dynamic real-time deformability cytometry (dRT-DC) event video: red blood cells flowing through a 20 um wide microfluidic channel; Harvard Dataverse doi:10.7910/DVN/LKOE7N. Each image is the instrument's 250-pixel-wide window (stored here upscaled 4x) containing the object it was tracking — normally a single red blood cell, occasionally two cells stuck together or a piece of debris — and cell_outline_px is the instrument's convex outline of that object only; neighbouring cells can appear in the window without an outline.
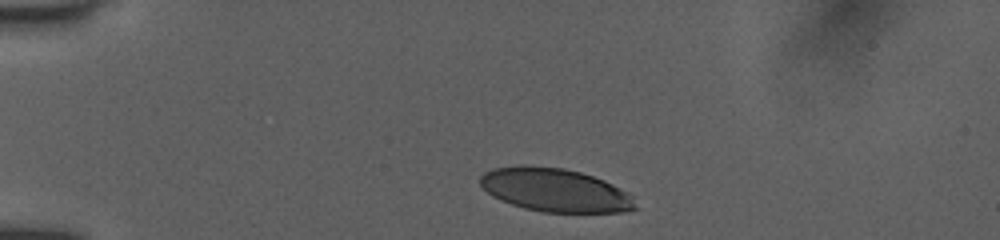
{"species": "human", "species_latin": "Homo sapiens", "temperature_condition": "room temperature", "stored_images_in_passage": 12, "camera_frame_rate_fps": 3000, "um_per_image_px": 0.085, "donor": {"sex": "female"}, "frame": {"image": 1, "passage_image": 1, "time_ms": 0.0, "image_size_px": [1000, 240], "cell_outline_px": [[640, 208], [620, 212], [544, 212], [524, 208], [500, 200], [492, 196], [480, 184], [480, 176], [484, 172], [492, 168], [520, 164], [524, 164], [564, 168], [580, 172], [604, 180], [628, 192], [632, 196]], "centroid_in_image_um": [47.18, 16.14], "position_along_channel_um": 37.8, "area_um2": 39.54}}
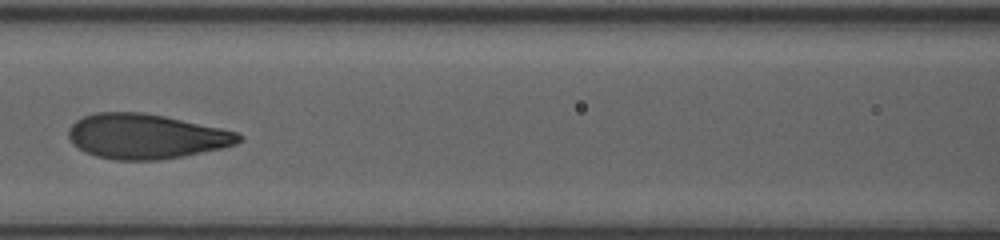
{"frame": {"image": 2, "passage_image": 9, "time_ms": 4.333, "image_size_px": [1000, 240], "cell_outline_px": [[244, 140], [236, 144], [224, 148], [184, 156], [156, 160], [116, 160], [96, 156], [84, 152], [72, 144], [68, 136], [68, 128], [76, 120], [84, 116], [96, 112], [144, 112], [164, 116], [220, 128], [236, 132], [244, 136]], "centroid_in_image_um": [12.4, 11.59], "position_along_channel_um": 154.2, "area_um2": 44.74}}
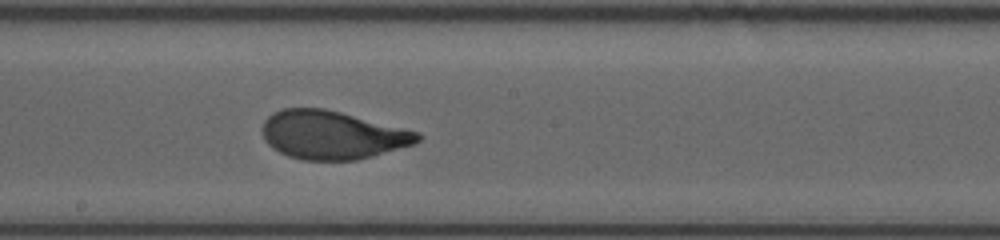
{"frame": {"image": 3, "passage_image": 12, "time_ms": 6.0, "image_size_px": [1000, 240], "cell_outline_px": [[424, 136], [416, 144], [372, 156], [356, 160], [300, 160], [288, 156], [272, 148], [264, 140], [264, 120], [268, 116], [284, 108], [324, 108], [420, 132]], "centroid_in_image_um": [28.28, 11.48], "position_along_channel_um": 219.9, "area_um2": 43.7}}